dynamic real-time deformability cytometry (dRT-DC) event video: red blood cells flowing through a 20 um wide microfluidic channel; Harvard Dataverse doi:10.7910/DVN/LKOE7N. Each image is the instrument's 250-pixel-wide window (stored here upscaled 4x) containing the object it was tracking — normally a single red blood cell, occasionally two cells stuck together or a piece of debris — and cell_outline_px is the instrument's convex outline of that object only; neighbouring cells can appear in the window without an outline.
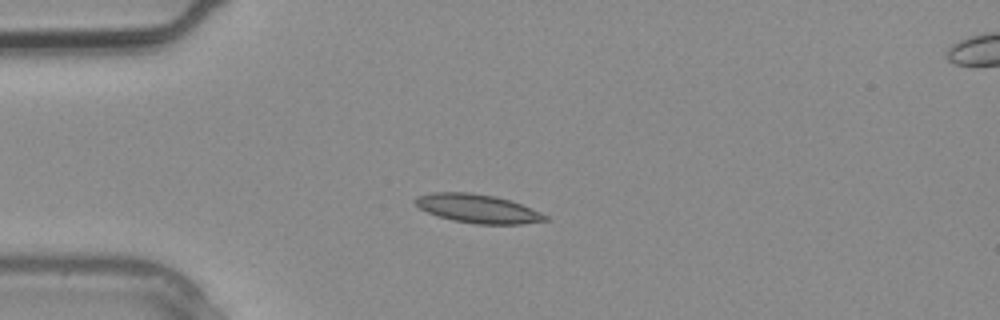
{"species": "common noctule bat (a hibernating species)", "species_latin": "Nyctalus noctula", "temperature_condition": "warm", "stored_images_in_passage": 3, "camera_frame_rate_fps": 3000, "um_per_image_px": 0.085, "animal": {"sex": "male", "body_mass_g": 20.4}, "frame": {"image": 1, "passage_image": 2, "time_ms": 0.333, "image_size_px": [1000, 320], "cell_outline_px": [[548, 220], [520, 224], [476, 224], [452, 220], [436, 216], [420, 208], [412, 200], [416, 196], [432, 192], [468, 192], [496, 196], [520, 204], [540, 212], [548, 216]], "centroid_in_image_um": [40.56, 17.73], "position_along_channel_um": 44.4, "area_um2": 21.68}}